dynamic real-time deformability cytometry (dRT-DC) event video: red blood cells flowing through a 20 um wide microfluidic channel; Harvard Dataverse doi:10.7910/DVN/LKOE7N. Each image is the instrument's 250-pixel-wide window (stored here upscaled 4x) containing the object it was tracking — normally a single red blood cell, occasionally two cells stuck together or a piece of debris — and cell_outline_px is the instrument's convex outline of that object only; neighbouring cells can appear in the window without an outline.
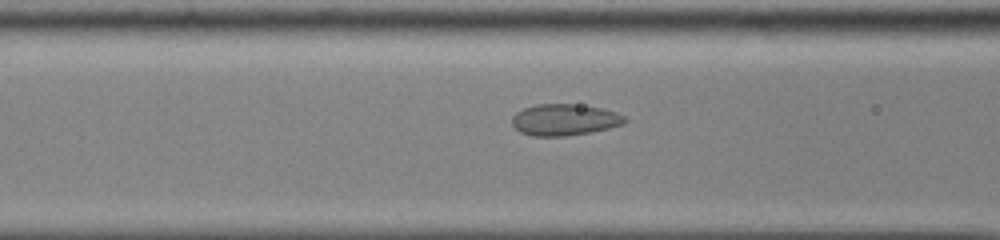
{"species": "common noctule bat (a hibernating species)", "species_latin": "Nyctalus noctula", "temperature_condition": "cold", "stored_images_in_passage": 43, "camera_frame_rate_fps": 3000, "um_per_image_px": 0.085, "animal": {"sex": "male", "body_mass_g": 13.0, "forearm_length_mm": 53.1}, "frame": {"image": 1, "passage_image": 12, "time_ms": 3.667, "image_size_px": [1000, 240], "cell_outline_px": [[628, 120], [624, 124], [592, 132], [564, 136], [532, 136], [520, 132], [512, 124], [512, 116], [516, 112], [524, 108], [536, 104], [572, 104], [600, 108], [616, 112], [624, 116]], "centroid_in_image_um": [47.97, 10.18], "position_along_channel_um": 118.6, "area_um2": 20.63}}
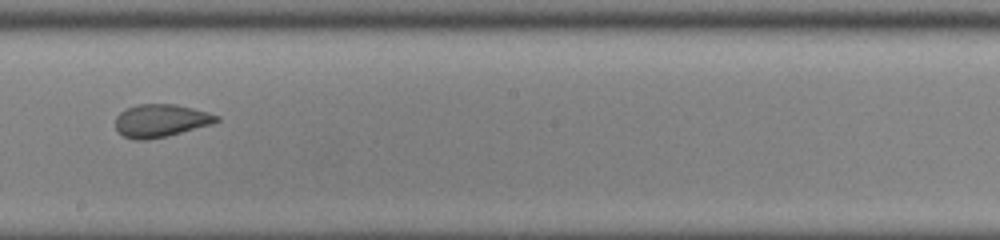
{"frame": {"image": 2, "passage_image": 21, "time_ms": 6.667, "image_size_px": [1000, 240], "cell_outline_px": [[220, 120], [212, 124], [168, 136], [148, 140], [136, 140], [124, 136], [116, 128], [116, 116], [120, 112], [128, 108], [140, 104], [176, 104], [192, 108], [220, 116]], "centroid_in_image_um": [13.68, 10.26], "position_along_channel_um": 234.5, "area_um2": 19.25}}
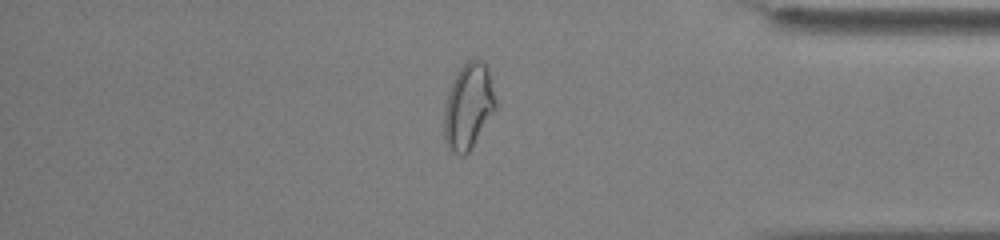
{"frame": {"image": 3, "passage_image": 35, "time_ms": 11.333, "image_size_px": [1000, 240], "cell_outline_px": [[496, 108], [472, 148], [464, 156], [460, 156], [452, 152], [448, 148], [444, 136], [444, 108], [448, 92], [460, 68], [468, 60], [480, 60], [488, 68], [496, 100]], "centroid_in_image_um": [39.81, 9.08], "position_along_channel_um": 395.4, "area_um2": 25.55}, "authors_computed_cell_mechanics": {"area_um2": 21.4438, "velocity_mm_per_s": 3.8658, "shape_relaxation_time_tau1_ms": null, "shape_relaxation_time_tau2_ms": 0.9785, "deformation_change_tau1": null, "deformation_change_tau2": 0.0477}}